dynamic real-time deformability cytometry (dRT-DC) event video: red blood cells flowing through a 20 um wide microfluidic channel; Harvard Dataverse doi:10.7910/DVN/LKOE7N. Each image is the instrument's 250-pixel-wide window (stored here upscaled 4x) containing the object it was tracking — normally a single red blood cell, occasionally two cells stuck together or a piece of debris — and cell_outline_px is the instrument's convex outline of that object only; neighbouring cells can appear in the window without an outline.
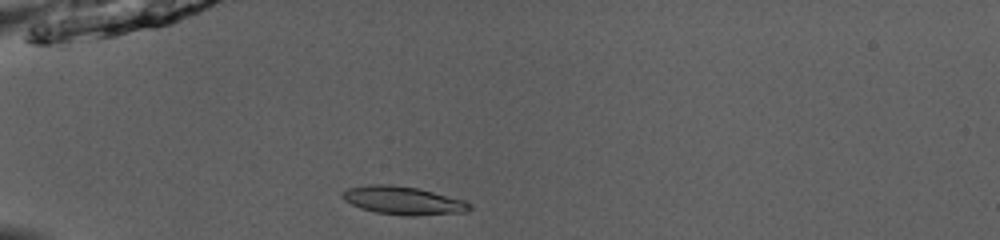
{"species": "common noctule bat (a hibernating species)", "species_latin": "Nyctalus noctula", "temperature_condition": "room temperature", "stored_images_in_passage": 36, "camera_frame_rate_fps": 3000, "um_per_image_px": 0.085, "animal": {"sex": "male", "body_mass_g": 13.0, "forearm_length_mm": 53.1}, "frame": {"image": 1, "passage_image": 1, "time_ms": 0.0, "image_size_px": [1000, 240], "cell_outline_px": [[472, 208], [464, 212], [416, 216], [404, 216], [376, 212], [360, 208], [344, 200], [340, 196], [340, 192], [348, 188], [368, 184], [388, 184], [416, 188], [464, 200], [472, 204]], "centroid_in_image_um": [34.23, 17.05], "position_along_channel_um": 50.8, "area_um2": 20.92}}
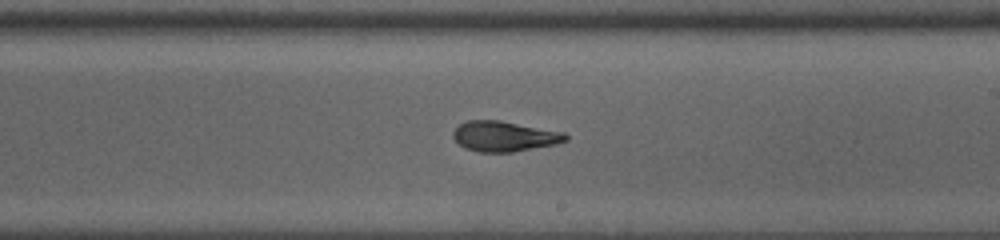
{"frame": {"image": 2, "passage_image": 17, "time_ms": 5.333, "image_size_px": [1000, 240], "cell_outline_px": [[568, 140], [556, 144], [512, 152], [480, 152], [464, 148], [452, 136], [452, 132], [460, 124], [468, 120], [500, 120], [564, 132], [568, 136]], "centroid_in_image_um": [42.87, 11.58], "position_along_channel_um": 246.1, "area_um2": 19.83}}
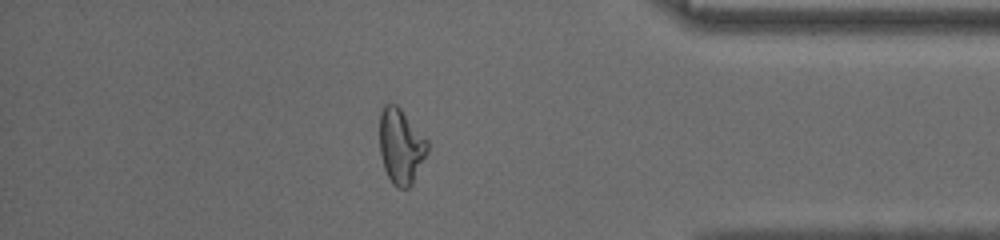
{"frame": {"image": 3, "passage_image": 30, "time_ms": 9.667, "image_size_px": [1000, 240], "cell_outline_px": [[428, 152], [412, 184], [408, 188], [396, 188], [392, 184], [384, 168], [380, 152], [380, 112], [384, 104], [396, 104], [400, 108], [428, 140]], "centroid_in_image_um": [34.08, 12.44], "position_along_channel_um": 401.1, "area_um2": 20.98}, "authors_computed_cell_mechanics": {"area_um2": 20.1722, "velocity_mm_per_s": 4.0351, "shape_relaxation_time_tau1_ms": 3.044, "shape_relaxation_time_tau2_ms": 2.7709, "deformation_change_tau1": 0.1466, "deformation_change_tau2": 0.0647}}